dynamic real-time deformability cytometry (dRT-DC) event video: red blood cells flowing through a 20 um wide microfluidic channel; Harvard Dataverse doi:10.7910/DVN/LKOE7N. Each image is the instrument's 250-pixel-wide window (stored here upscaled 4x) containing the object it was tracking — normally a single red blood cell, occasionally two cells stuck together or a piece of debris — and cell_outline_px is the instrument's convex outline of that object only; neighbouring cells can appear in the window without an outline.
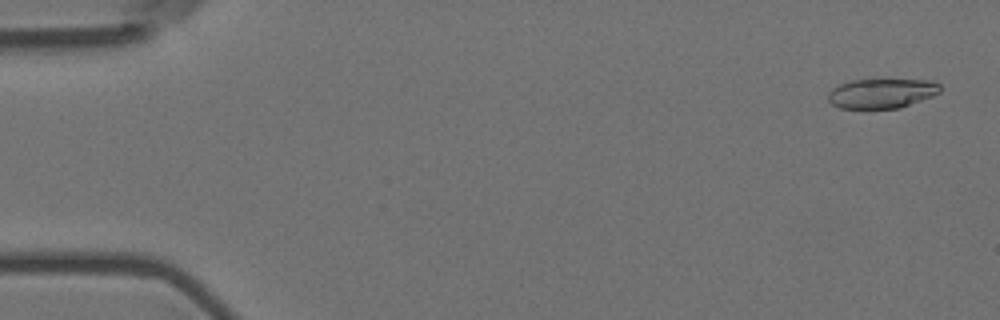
{"species": "Egyptian fruit bat (a non-hibernating species)", "species_latin": "Rousettus aegyptiacus", "temperature_condition": "room temperature", "stored_images_in_passage": 5, "camera_frame_rate_fps": 3000, "um_per_image_px": 0.085, "animal": {"sex": "female"}, "frame": {"image": 1, "passage_image": 1, "time_ms": 0.0, "image_size_px": [1000, 320], "cell_outline_px": [[940, 92], [932, 96], [900, 108], [840, 108], [832, 104], [828, 100], [828, 92], [832, 88], [840, 84], [852, 80], [872, 76], [928, 80], [940, 84]], "centroid_in_image_um": [74.94, 7.87], "position_along_channel_um": 10.1, "area_um2": 20.29}}
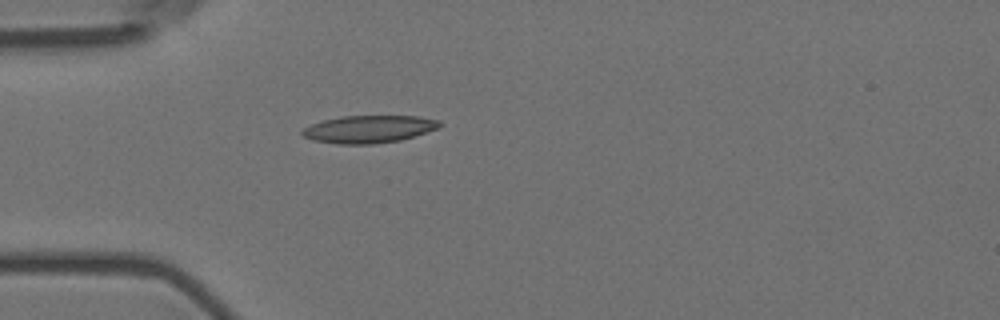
{"frame": {"image": 2, "passage_image": 5, "time_ms": 1.333, "image_size_px": [1000, 320], "cell_outline_px": [[440, 128], [400, 140], [372, 144], [336, 144], [312, 140], [304, 136], [300, 132], [304, 128], [312, 124], [324, 120], [344, 116], [420, 116], [440, 120]], "centroid_in_image_um": [31.37, 10.98], "position_along_channel_um": 53.6, "area_um2": 21.96}}